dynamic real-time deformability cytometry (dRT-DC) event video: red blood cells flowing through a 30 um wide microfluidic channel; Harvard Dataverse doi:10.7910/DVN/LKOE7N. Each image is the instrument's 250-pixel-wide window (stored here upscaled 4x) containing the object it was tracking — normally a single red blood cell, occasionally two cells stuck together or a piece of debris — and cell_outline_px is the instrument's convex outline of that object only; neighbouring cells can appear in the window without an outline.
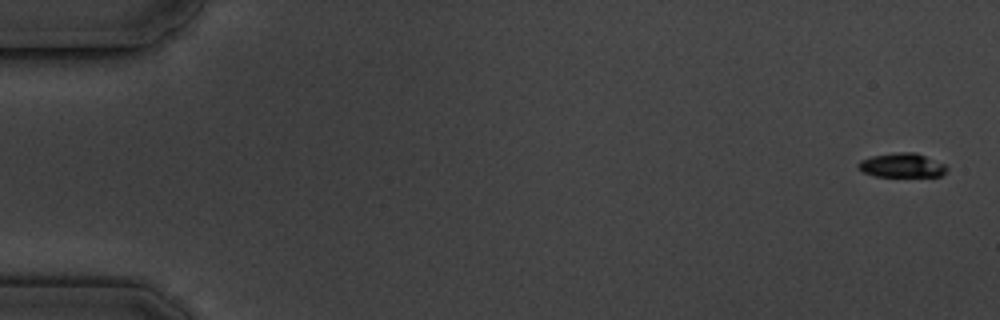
{"species": "common noctule bat (a hibernating species)", "species_latin": "Nyctalus noctula", "temperature_condition": "cold", "stored_images_in_passage": 7, "camera_frame_rate_fps": 3000, "um_per_image_px": 0.085, "animal": {"sex": "male", "body_mass_g": 19.5, "forearm_length_mm": 54.6}, "frame": {"image": 1, "passage_image": 1, "time_ms": 0.0, "image_size_px": [1000, 320], "cell_outline_px": [[948, 168], [940, 176], [876, 176], [864, 172], [856, 164], [860, 160], [872, 156], [896, 152], [916, 152], [944, 164]], "centroid_in_image_um": [76.65, 14.04], "position_along_channel_um": 8.3, "area_um2": 12.31}}